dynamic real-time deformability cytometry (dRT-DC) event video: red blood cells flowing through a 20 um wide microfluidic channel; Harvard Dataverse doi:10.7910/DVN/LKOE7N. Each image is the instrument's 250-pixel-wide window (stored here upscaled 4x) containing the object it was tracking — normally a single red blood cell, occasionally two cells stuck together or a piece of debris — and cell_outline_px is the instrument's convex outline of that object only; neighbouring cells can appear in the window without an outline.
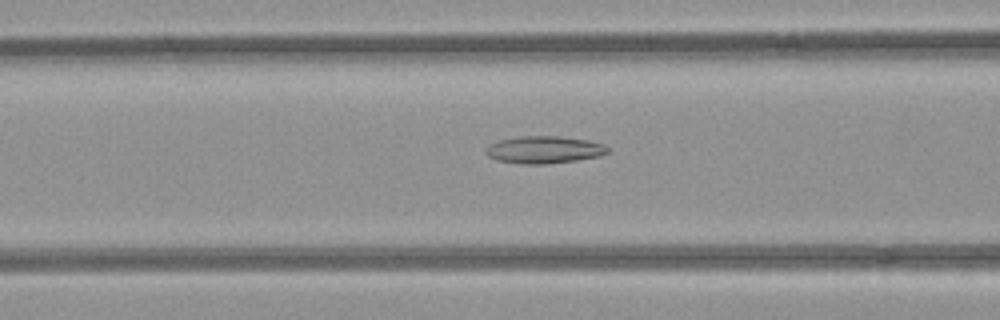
{"species": "common noctule bat (a hibernating species)", "species_latin": "Nyctalus noctula", "temperature_condition": "room temperature", "stored_images_in_passage": 32, "segment_of_instrument_passage": [1, 2], "camera_frame_rate_fps": 3000, "um_per_image_px": 0.085, "animal": {"sex": "female", "body_mass_g": 21.9}, "frame": {"image": 1, "passage_image": 11, "time_ms": 3.333, "image_size_px": [1000, 320], "cell_outline_px": [[608, 152], [600, 156], [576, 160], [544, 164], [520, 164], [496, 160], [488, 156], [484, 152], [484, 148], [488, 144], [500, 140], [520, 136], [560, 136], [588, 140], [604, 144], [608, 148]], "centroid_in_image_um": [46.21, 12.72], "position_along_channel_um": 120.4, "area_um2": 19.54}}
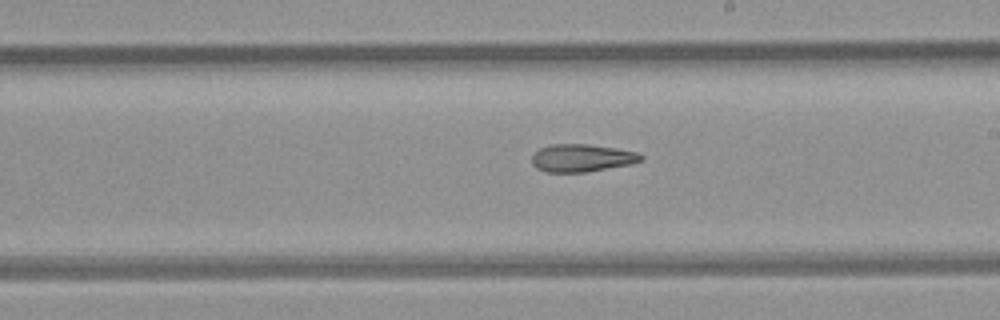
{"frame": {"image": 2, "passage_image": 20, "time_ms": 6.333, "image_size_px": [1000, 320], "cell_outline_px": [[644, 160], [632, 164], [584, 172], [544, 172], [536, 168], [532, 164], [532, 156], [540, 148], [552, 144], [588, 144], [616, 148], [636, 152], [644, 156]], "centroid_in_image_um": [49.46, 13.43], "position_along_channel_um": 239.5, "area_um2": 17.63}}
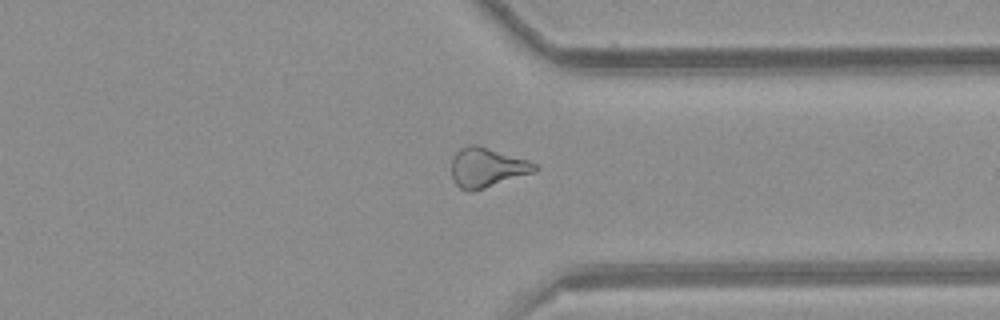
{"frame": {"image": 3, "passage_image": 30, "time_ms": 9.667, "image_size_px": [1000, 320], "cell_outline_px": [[540, 168], [536, 172], [472, 192], [468, 192], [460, 188], [452, 180], [452, 156], [460, 148], [468, 144], [476, 144], [528, 160], [536, 164]], "centroid_in_image_um": [41.39, 14.24], "position_along_channel_um": 370.0, "area_um2": 19.42}}